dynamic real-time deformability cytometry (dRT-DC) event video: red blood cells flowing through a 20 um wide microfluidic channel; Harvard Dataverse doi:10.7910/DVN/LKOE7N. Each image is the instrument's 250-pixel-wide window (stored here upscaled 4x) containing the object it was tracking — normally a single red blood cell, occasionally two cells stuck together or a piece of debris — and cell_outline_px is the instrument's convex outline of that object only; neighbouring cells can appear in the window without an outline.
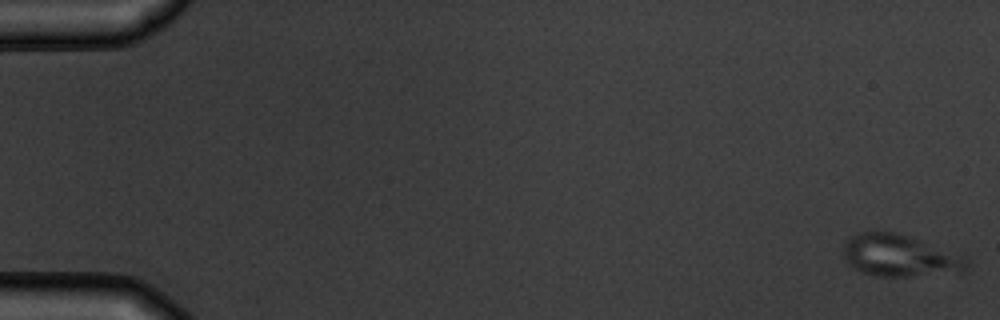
{"species": "common noctule bat (a hibernating species)", "species_latin": "Nyctalus noctula", "temperature_condition": "warm", "stored_images_in_passage": 6, "camera_frame_rate_fps": 3000, "um_per_image_px": 0.085, "animal": {"sex": "male", "body_mass_g": 19.5, "forearm_length_mm": 54.6}, "frame": {"image": 1, "passage_image": 1, "time_ms": 0.0, "image_size_px": [1000, 320], "cell_outline_px": [[968, 264], [960, 272], [904, 276], [876, 276], [860, 272], [848, 264], [844, 260], [844, 244], [852, 236], [860, 232], [896, 232], [968, 256]], "centroid_in_image_um": [76.47, 21.73], "position_along_channel_um": 8.5, "area_um2": 30.0}}